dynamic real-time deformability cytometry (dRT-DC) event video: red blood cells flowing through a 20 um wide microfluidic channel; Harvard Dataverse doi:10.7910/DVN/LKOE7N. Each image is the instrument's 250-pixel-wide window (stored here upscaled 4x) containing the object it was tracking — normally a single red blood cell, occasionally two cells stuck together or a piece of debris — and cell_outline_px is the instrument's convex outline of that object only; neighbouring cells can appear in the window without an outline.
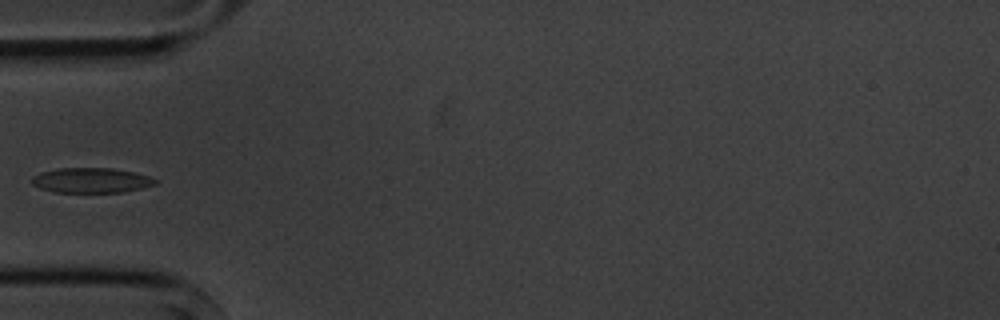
{"species": "common noctule bat (a hibernating species)", "species_latin": "Nyctalus noctula", "temperature_condition": "cold", "stored_images_in_passage": 5, "camera_frame_rate_fps": 3000, "um_per_image_px": 0.085, "animal": {"sex": "male", "body_mass_g": 20.1, "forearm_length_mm": 53.5}, "frame": {"image": 1, "passage_image": 4, "time_ms": 3.667, "image_size_px": [1000, 320], "cell_outline_px": [[156, 184], [124, 192], [52, 192], [40, 188], [32, 184], [32, 176], [40, 172], [56, 168], [112, 168], [132, 172], [148, 176], [156, 180]], "centroid_in_image_um": [7.69, 15.32], "position_along_channel_um": 77.3, "area_um2": 17.92}}
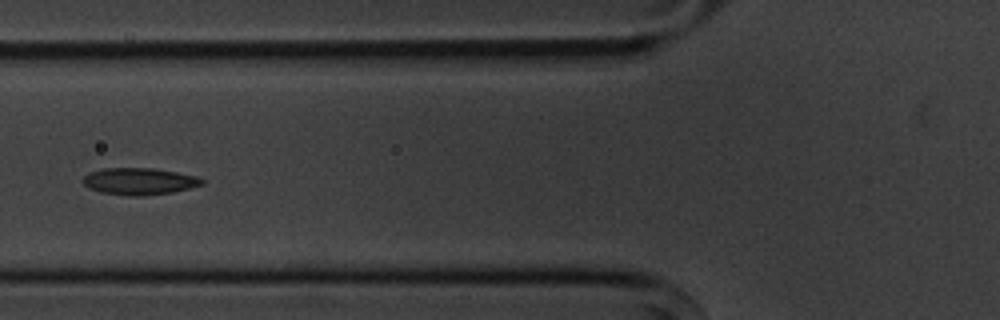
{"frame": {"image": 2, "passage_image": 5, "time_ms": 4.667, "image_size_px": [1000, 320], "cell_outline_px": [[204, 184], [172, 192], [144, 196], [128, 196], [100, 192], [88, 188], [80, 180], [88, 172], [104, 168], [152, 168], [176, 172], [196, 176], [204, 180]], "centroid_in_image_um": [11.79, 15.41], "position_along_channel_um": 114.0, "area_um2": 18.73}}